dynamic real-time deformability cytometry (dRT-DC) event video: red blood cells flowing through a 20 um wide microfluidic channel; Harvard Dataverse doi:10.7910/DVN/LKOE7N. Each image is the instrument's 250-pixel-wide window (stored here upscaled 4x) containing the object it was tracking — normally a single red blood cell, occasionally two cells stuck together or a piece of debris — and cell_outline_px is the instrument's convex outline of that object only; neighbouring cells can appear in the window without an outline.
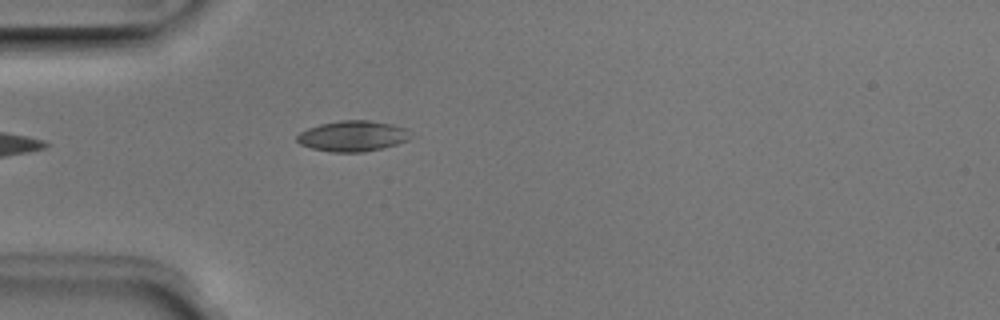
{"species": "Egyptian fruit bat (a non-hibernating species)", "species_latin": "Rousettus aegyptiacus", "temperature_condition": "room temperature", "stored_images_in_passage": 4, "camera_frame_rate_fps": 3000, "um_per_image_px": 0.085, "animal": {"sex": "male"}, "frame": {"image": 1, "passage_image": 4, "time_ms": 1.0, "image_size_px": [1000, 320], "cell_outline_px": [[412, 136], [408, 140], [396, 144], [364, 152], [332, 152], [312, 148], [300, 144], [296, 140], [296, 136], [300, 132], [308, 128], [320, 124], [340, 120], [368, 120], [392, 124], [404, 128]], "centroid_in_image_um": [29.95, 11.56], "position_along_channel_um": 55.0, "area_um2": 20.17}}